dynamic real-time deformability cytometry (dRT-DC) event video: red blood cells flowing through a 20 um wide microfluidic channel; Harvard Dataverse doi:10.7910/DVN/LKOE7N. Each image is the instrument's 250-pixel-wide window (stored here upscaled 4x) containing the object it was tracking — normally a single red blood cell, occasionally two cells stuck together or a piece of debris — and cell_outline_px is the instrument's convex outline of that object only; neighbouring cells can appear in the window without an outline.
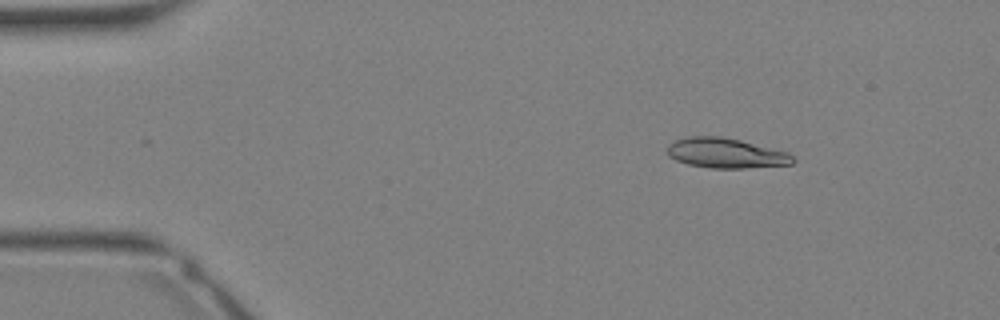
{"species": "Egyptian fruit bat (a non-hibernating species)", "species_latin": "Rousettus aegyptiacus", "temperature_condition": "warm", "stored_images_in_passage": 34, "camera_frame_rate_fps": 3000, "um_per_image_px": 0.085, "animal": {"sex": "female"}, "frame": {"image": 1, "passage_image": 5, "time_ms": 1.333, "image_size_px": [1000, 320], "cell_outline_px": [[796, 160], [792, 164], [744, 168], [708, 168], [688, 164], [676, 160], [668, 156], [668, 144], [676, 140], [688, 136], [720, 136], [740, 140], [788, 152]], "centroid_in_image_um": [61.69, 13.01], "position_along_channel_um": 23.3, "area_um2": 21.91}}
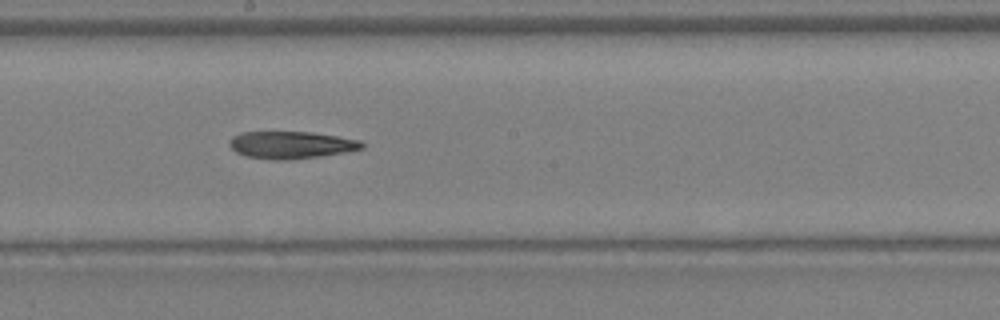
{"frame": {"image": 2, "passage_image": 19, "time_ms": 6.0, "image_size_px": [1000, 320], "cell_outline_px": [[364, 148], [344, 152], [320, 156], [288, 160], [280, 160], [248, 156], [236, 152], [228, 144], [232, 136], [240, 132], [312, 132], [360, 140], [364, 144]], "centroid_in_image_um": [24.74, 12.31], "position_along_channel_um": 223.5, "area_um2": 20.87}}
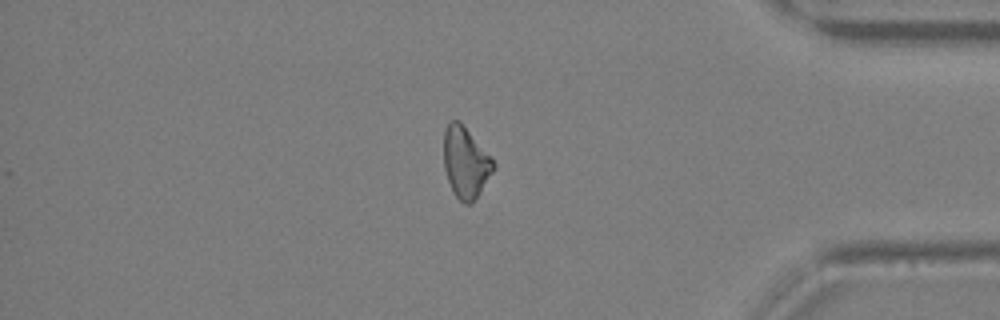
{"frame": {"image": 3, "passage_image": 29, "time_ms": 9.333, "image_size_px": [1000, 320], "cell_outline_px": [[496, 168], [472, 204], [464, 204], [456, 196], [448, 180], [444, 168], [444, 128], [448, 120], [460, 120], [496, 164]], "centroid_in_image_um": [39.57, 13.79], "position_along_channel_um": 395.6, "area_um2": 20.58}}